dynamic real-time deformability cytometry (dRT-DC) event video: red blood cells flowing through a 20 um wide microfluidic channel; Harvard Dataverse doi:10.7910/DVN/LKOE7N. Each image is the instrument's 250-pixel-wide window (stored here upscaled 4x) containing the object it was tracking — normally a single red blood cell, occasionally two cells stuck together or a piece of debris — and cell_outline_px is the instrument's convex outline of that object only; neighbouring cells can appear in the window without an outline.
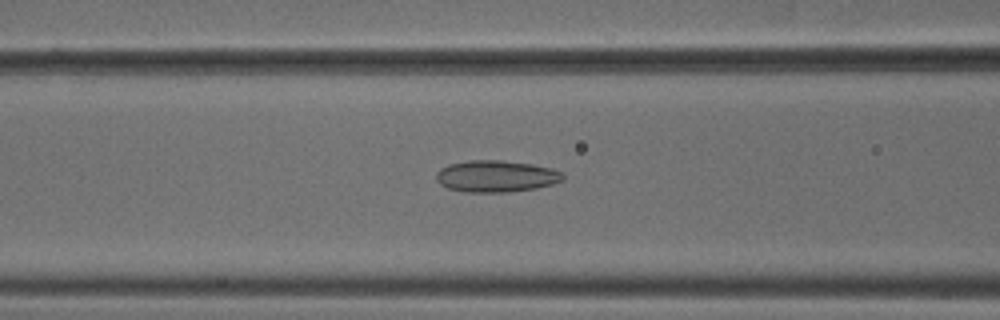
{"species": "common noctule bat (a hibernating species)", "species_latin": "Nyctalus noctula", "temperature_condition": "cold", "stored_images_in_passage": 49, "camera_frame_rate_fps": 3000, "um_per_image_px": 0.085, "animal": {"sex": "male", "body_mass_g": 18.8}, "frame": {"image": 1, "passage_image": 18, "time_ms": 5.667, "image_size_px": [1000, 320], "cell_outline_px": [[564, 180], [552, 184], [536, 188], [508, 192], [464, 192], [448, 188], [440, 184], [436, 180], [436, 172], [440, 168], [448, 164], [468, 160], [500, 160], [532, 164], [552, 168], [564, 172]], "centroid_in_image_um": [42.17, 14.97], "position_along_channel_um": 124.4, "area_um2": 23.64}}
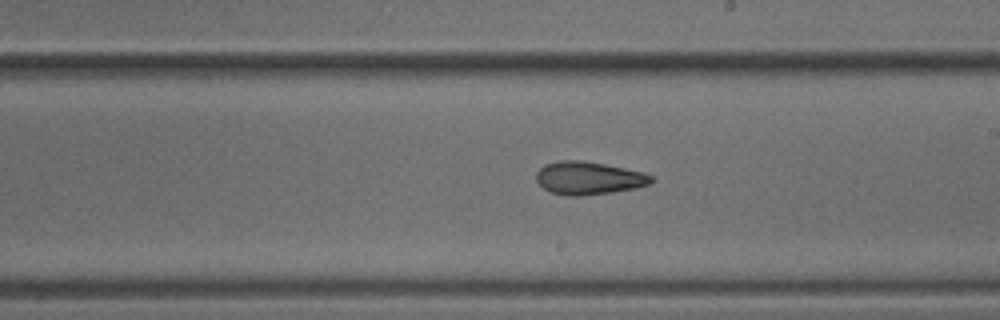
{"frame": {"image": 2, "passage_image": 27, "time_ms": 8.667, "image_size_px": [1000, 320], "cell_outline_px": [[652, 180], [648, 184], [636, 188], [612, 192], [580, 196], [568, 196], [552, 192], [544, 188], [536, 180], [536, 172], [544, 164], [560, 160], [580, 160], [604, 164], [644, 172], [652, 176]], "centroid_in_image_um": [50.01, 15.13], "position_along_channel_um": 239.0, "area_um2": 21.96}}
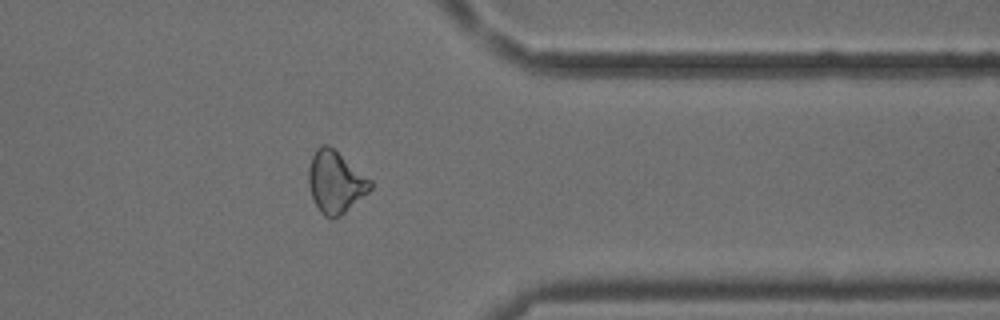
{"frame": {"image": 3, "passage_image": 39, "time_ms": 12.667, "image_size_px": [1000, 320], "cell_outline_px": [[372, 188], [368, 192], [340, 216], [332, 220], [324, 216], [320, 212], [312, 196], [308, 184], [308, 168], [312, 156], [316, 148], [320, 144], [328, 144], [372, 180]], "centroid_in_image_um": [28.5, 15.47], "position_along_channel_um": 382.9, "area_um2": 22.31}, "authors_computed_cell_mechanics": {"area_um2": 22.6576, "velocity_mm_per_s": 3.8189, "shape_relaxation_time_tau1_ms": null, "shape_relaxation_time_tau2_ms": 3.8581, "deformation_change_tau1": null, "deformation_change_tau2": 0.1096}}